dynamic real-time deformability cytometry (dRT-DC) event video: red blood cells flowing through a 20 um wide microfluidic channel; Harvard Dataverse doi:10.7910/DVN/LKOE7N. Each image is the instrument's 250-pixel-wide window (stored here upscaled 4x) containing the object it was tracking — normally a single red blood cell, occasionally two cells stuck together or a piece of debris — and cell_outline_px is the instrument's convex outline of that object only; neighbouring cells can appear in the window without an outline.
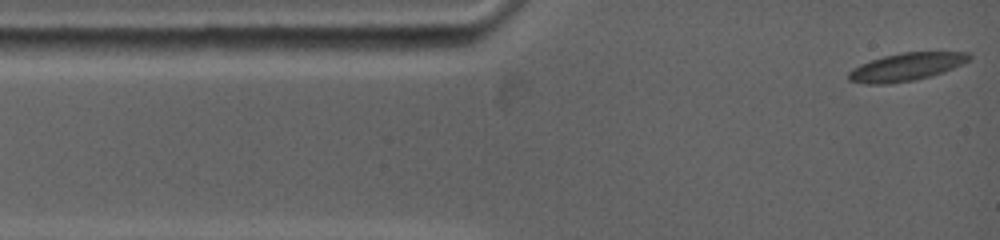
{"species": "common noctule bat (a hibernating species)", "species_latin": "Nyctalus noctula", "temperature_condition": "warm", "stored_images_in_passage": 7, "camera_frame_rate_fps": 5000, "um_per_image_px": 0.085, "animal": {"sex": "female", "body_mass_g": 19.0, "forearm_length_mm": 53.3}, "frame": {"image": 1, "passage_image": 1, "time_ms": 0.0, "image_size_px": [1000, 240], "cell_outline_px": [[972, 56], [968, 60], [952, 68], [928, 76], [912, 80], [884, 84], [868, 84], [848, 80], [848, 72], [852, 68], [860, 64], [884, 56], [904, 52], [968, 52]], "centroid_in_image_um": [76.98, 5.68], "position_along_channel_um": 8.0, "area_um2": 19.07}}